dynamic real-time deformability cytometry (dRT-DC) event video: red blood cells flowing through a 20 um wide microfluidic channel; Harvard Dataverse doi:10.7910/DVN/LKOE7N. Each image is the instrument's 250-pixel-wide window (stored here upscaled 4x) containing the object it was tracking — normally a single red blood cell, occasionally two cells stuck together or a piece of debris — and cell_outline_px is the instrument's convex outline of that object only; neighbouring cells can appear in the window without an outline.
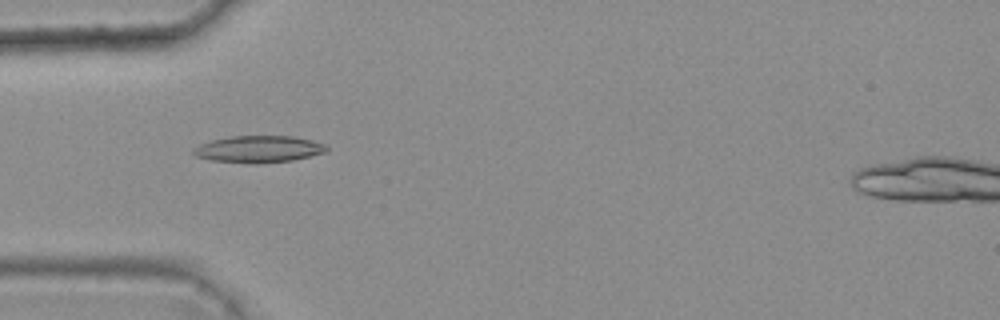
{"species": "common noctule bat (a hibernating species)", "species_latin": "Nyctalus noctula", "temperature_condition": "warm", "stored_images_in_passage": 8, "camera_frame_rate_fps": 3000, "um_per_image_px": 0.085, "animal": {"sex": "female", "body_mass_g": 25.1}, "frame": {"image": 1, "passage_image": 4, "time_ms": 1.0, "image_size_px": [1000, 320], "cell_outline_px": [[328, 148], [324, 152], [292, 160], [256, 164], [248, 164], [208, 160], [196, 156], [192, 152], [192, 148], [200, 144], [212, 140], [232, 136], [292, 136], [312, 140], [328, 144]], "centroid_in_image_um": [21.95, 12.68], "position_along_channel_um": 63.0, "area_um2": 20.98}}
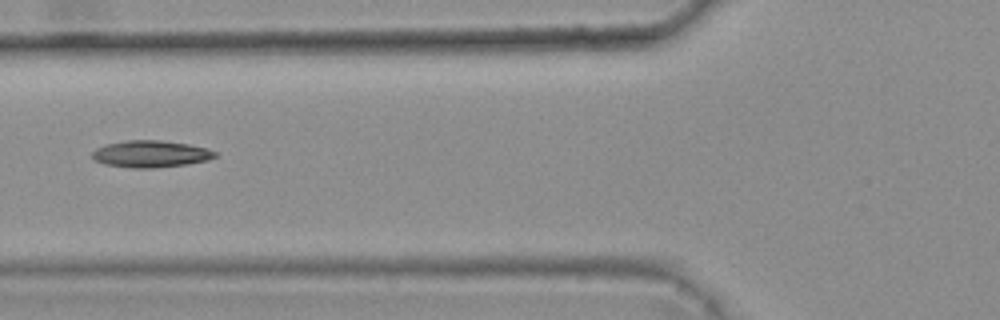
{"frame": {"image": 2, "passage_image": 5, "time_ms": 1.333, "image_size_px": [1000, 320], "cell_outline_px": [[216, 156], [208, 160], [188, 164], [152, 168], [136, 168], [104, 164], [92, 160], [92, 152], [96, 148], [108, 144], [124, 140], [160, 140], [188, 144], [208, 148], [216, 152]], "centroid_in_image_um": [12.8, 13.08], "position_along_channel_um": 113.0, "area_um2": 19.25}}
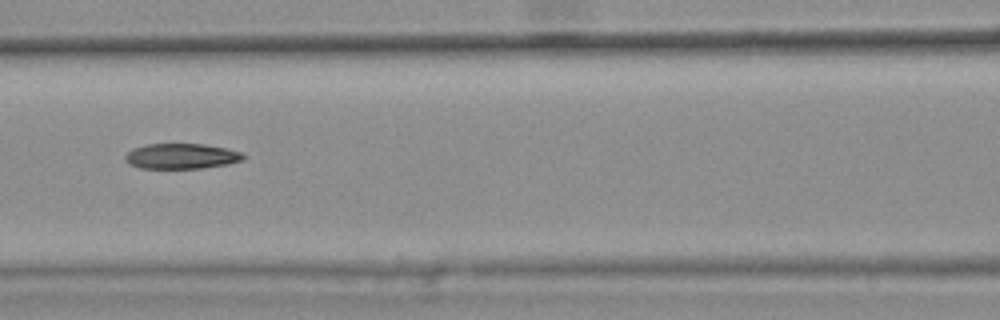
{"frame": {"image": 3, "passage_image": 6, "time_ms": 1.667, "image_size_px": [1000, 320], "cell_outline_px": [[244, 160], [228, 164], [200, 168], [140, 168], [128, 164], [124, 160], [124, 156], [132, 148], [144, 144], [204, 144], [224, 148], [240, 152], [244, 156]], "centroid_in_image_um": [15.36, 13.27], "position_along_channel_um": 151.2, "area_um2": 17.46}}